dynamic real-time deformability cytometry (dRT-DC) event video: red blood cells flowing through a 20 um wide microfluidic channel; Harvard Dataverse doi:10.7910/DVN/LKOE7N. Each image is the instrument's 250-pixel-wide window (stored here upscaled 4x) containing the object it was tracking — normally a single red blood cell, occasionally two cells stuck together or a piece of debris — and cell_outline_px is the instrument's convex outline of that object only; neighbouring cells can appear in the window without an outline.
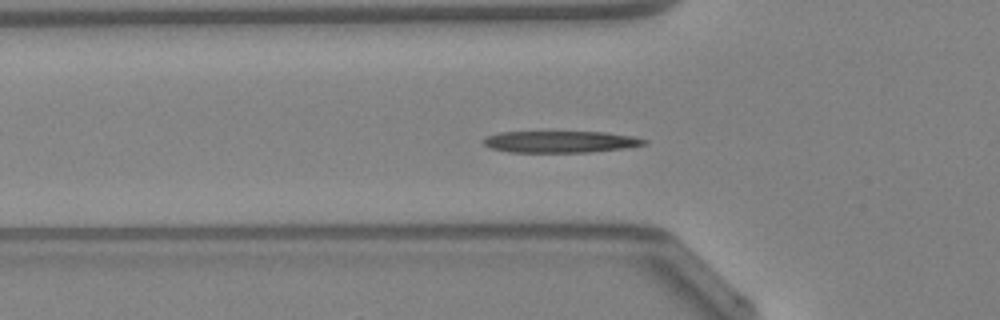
{"species": "Egyptian fruit bat (a non-hibernating species)", "species_latin": "Rousettus aegyptiacus", "temperature_condition": "warm", "stored_images_in_passage": 46, "camera_frame_rate_fps": 3000, "um_per_image_px": 0.085, "animal": {"sex": "female"}, "frame": {"image": 1, "passage_image": 14, "time_ms": 4.333, "image_size_px": [1000, 320], "cell_outline_px": [[648, 144], [628, 148], [588, 152], [508, 152], [492, 148], [484, 144], [480, 140], [488, 136], [500, 132], [604, 132], [632, 136], [648, 140]], "centroid_in_image_um": [47.67, 12.05], "position_along_channel_um": 78.1, "area_um2": 20.35}, "authors_computed_cell_mechanics": {"area_um2": 20.0855, "velocity_mm_per_s": 4.2485, "shape_relaxation_time_tau1_ms": 4.6573, "shape_relaxation_time_tau2_ms": null, "deformation_change_tau1": 0.1423, "deformation_change_tau2": null}}